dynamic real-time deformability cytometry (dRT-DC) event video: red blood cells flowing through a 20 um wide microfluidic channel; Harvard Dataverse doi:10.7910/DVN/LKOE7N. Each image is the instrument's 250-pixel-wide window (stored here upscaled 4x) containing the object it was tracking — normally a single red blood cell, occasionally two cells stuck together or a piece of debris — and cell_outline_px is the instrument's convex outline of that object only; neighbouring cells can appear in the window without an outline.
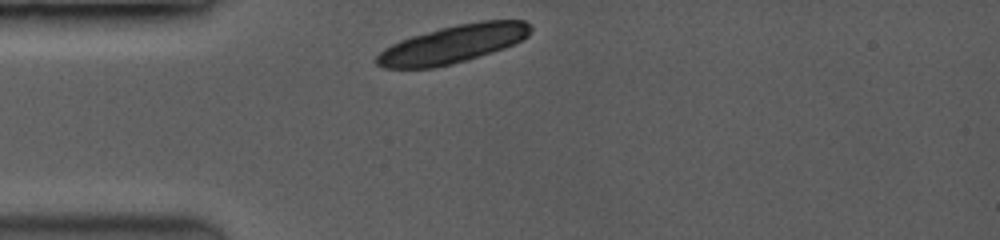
{"species": "common noctule bat (a hibernating species)", "species_latin": "Nyctalus noctula", "temperature_condition": "room temperature", "stored_images_in_passage": 2, "camera_frame_rate_fps": 3500, "um_per_image_px": 0.085, "animal": {"sex": "female", "body_mass_g": 19.0, "forearm_length_mm": 53.3}, "frame": {"image": 1, "passage_image": 1, "time_ms": 0.0, "image_size_px": [1000, 240], "cell_outline_px": [[532, 28], [528, 36], [504, 48], [464, 60], [432, 68], [384, 68], [376, 64], [376, 56], [384, 48], [400, 40], [412, 36], [440, 28], [456, 24], [480, 20], [524, 20], [532, 24]], "centroid_in_image_um": [38.5, 3.73], "position_along_channel_um": 46.5, "area_um2": 33.7}}